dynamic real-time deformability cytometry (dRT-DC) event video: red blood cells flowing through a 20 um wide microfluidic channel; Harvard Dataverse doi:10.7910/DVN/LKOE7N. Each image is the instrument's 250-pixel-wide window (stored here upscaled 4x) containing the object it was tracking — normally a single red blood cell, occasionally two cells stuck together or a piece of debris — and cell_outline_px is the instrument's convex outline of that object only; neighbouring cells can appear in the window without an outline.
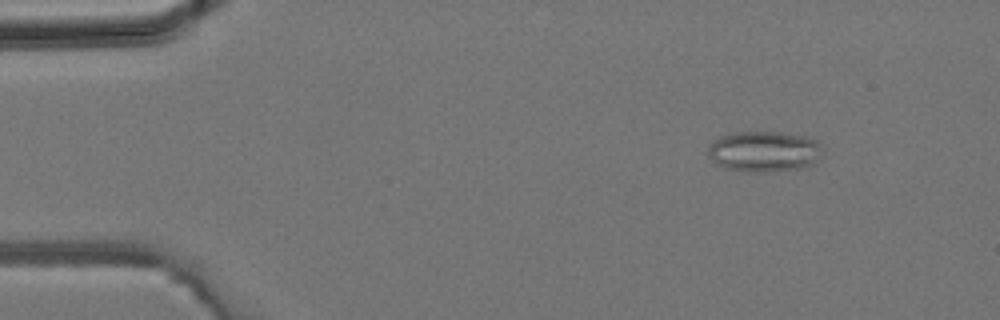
{"species": "common noctule bat (a hibernating species)", "species_latin": "Nyctalus noctula", "temperature_condition": "room temperature", "stored_images_in_passage": 42, "camera_frame_rate_fps": 3000, "um_per_image_px": 0.085, "animal": {"sex": "male", "body_mass_g": 19.2, "forearm_length_mm": 51.8}, "frame": {"image": 1, "passage_image": 4, "time_ms": 1.0, "image_size_px": [1000, 320], "cell_outline_px": [[824, 152], [808, 168], [768, 172], [748, 172], [724, 168], [716, 164], [708, 156], [708, 144], [712, 140], [720, 136], [732, 132], [780, 132], [812, 136], [824, 148]], "centroid_in_image_um": [64.98, 12.87], "position_along_channel_um": 20.0, "area_um2": 28.03}}
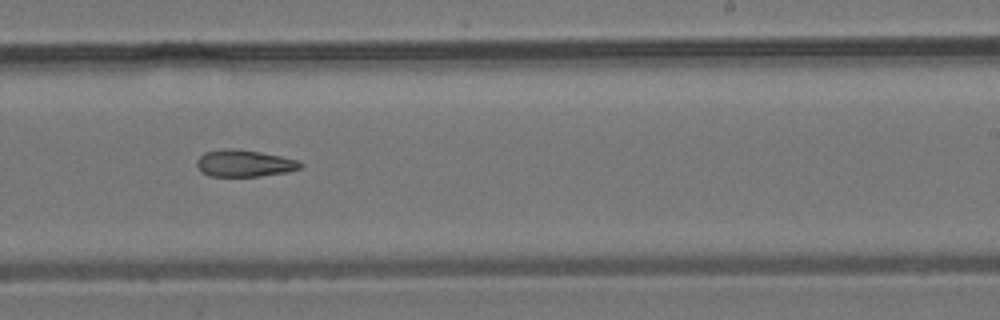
{"frame": {"image": 2, "passage_image": 25, "time_ms": 8.0, "image_size_px": [1000, 320], "cell_outline_px": [[304, 164], [300, 168], [288, 172], [260, 176], [208, 176], [200, 172], [196, 164], [196, 160], [204, 152], [224, 148], [232, 148], [260, 152], [300, 160]], "centroid_in_image_um": [20.75, 13.88], "position_along_channel_um": 268.2, "area_um2": 16.42}}
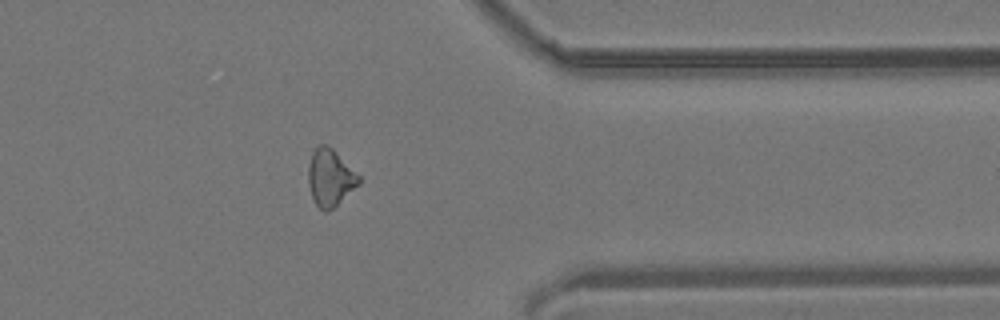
{"frame": {"image": 3, "passage_image": 33, "time_ms": 10.667, "image_size_px": [1000, 320], "cell_outline_px": [[360, 184], [328, 212], [324, 212], [312, 200], [308, 184], [308, 164], [312, 152], [320, 144], [328, 144], [360, 176]], "centroid_in_image_um": [28.04, 15.11], "position_along_channel_um": 383.4, "area_um2": 16.88}}